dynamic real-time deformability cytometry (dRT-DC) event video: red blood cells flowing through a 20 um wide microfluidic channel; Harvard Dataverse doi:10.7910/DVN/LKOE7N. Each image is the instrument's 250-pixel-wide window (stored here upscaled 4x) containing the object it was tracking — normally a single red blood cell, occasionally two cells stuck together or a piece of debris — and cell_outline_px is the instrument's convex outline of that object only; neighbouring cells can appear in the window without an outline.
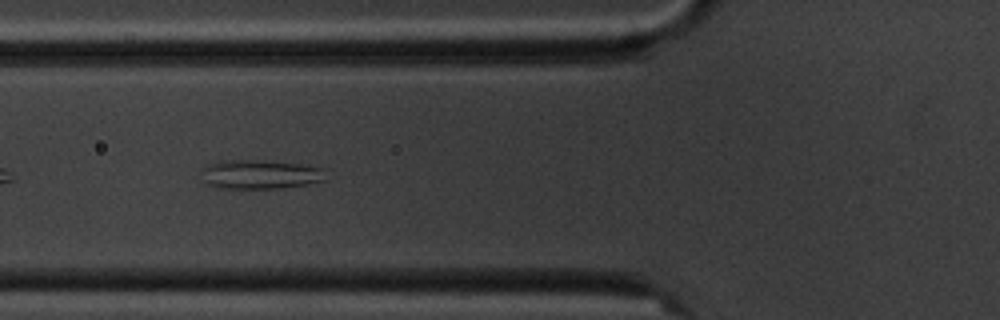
{"species": "common noctule bat (a hibernating species)", "species_latin": "Nyctalus noctula", "temperature_condition": "cold", "stored_images_in_passage": 9, "camera_frame_rate_fps": 3000, "um_per_image_px": 0.085, "animal": {"sex": "male", "body_mass_g": 20.1, "forearm_length_mm": 53.5}, "frame": {"image": 1, "passage_image": 6, "time_ms": 5.667, "image_size_px": [1000, 320], "cell_outline_px": [[328, 180], [308, 184], [276, 188], [224, 188], [208, 184], [204, 180], [200, 168], [204, 164], [224, 160], [252, 160], [308, 164], [324, 168]], "centroid_in_image_um": [22.15, 14.8], "position_along_channel_um": 103.6, "area_um2": 21.39}}